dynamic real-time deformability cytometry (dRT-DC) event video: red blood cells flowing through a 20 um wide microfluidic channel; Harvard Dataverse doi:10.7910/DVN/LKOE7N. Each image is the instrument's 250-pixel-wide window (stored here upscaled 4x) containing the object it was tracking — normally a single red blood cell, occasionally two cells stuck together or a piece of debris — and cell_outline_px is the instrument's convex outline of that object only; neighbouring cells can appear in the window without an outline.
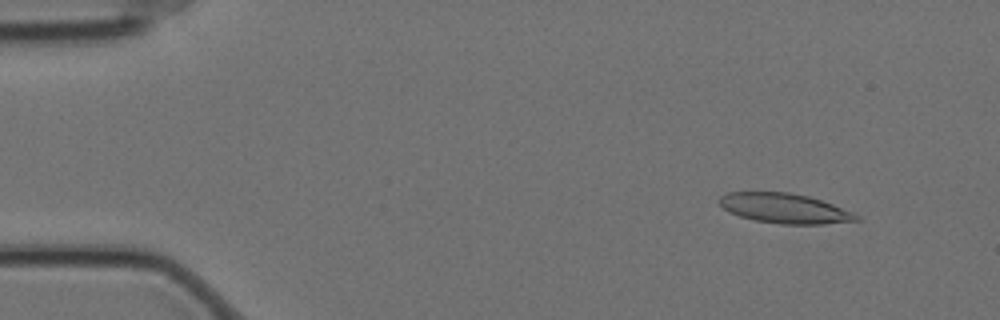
{"species": "Egyptian fruit bat (a non-hibernating species)", "species_latin": "Rousettus aegyptiacus", "temperature_condition": "cold", "stored_images_in_passage": 58, "camera_frame_rate_fps": 3000, "um_per_image_px": 0.085, "animal": {"sex": "female"}, "frame": {"image": 1, "passage_image": 6, "time_ms": 1.667, "image_size_px": [1000, 320], "cell_outline_px": [[860, 220], [824, 224], [780, 224], [756, 220], [740, 216], [728, 212], [716, 200], [720, 196], [728, 192], [792, 192], [808, 196], [832, 204], [852, 212], [860, 216]], "centroid_in_image_um": [66.67, 17.7], "position_along_channel_um": 18.3, "area_um2": 23.81}}
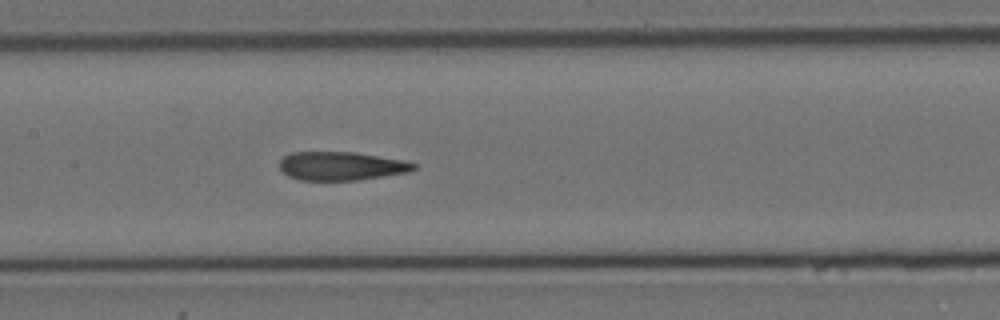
{"frame": {"image": 2, "passage_image": 28, "time_ms": 9.0, "image_size_px": [1000, 320], "cell_outline_px": [[416, 168], [408, 172], [384, 176], [356, 180], [300, 180], [288, 176], [280, 168], [280, 160], [284, 156], [292, 152], [356, 152], [404, 160], [416, 164]], "centroid_in_image_um": [29.01, 14.1], "position_along_channel_um": 178.4, "area_um2": 22.31}}
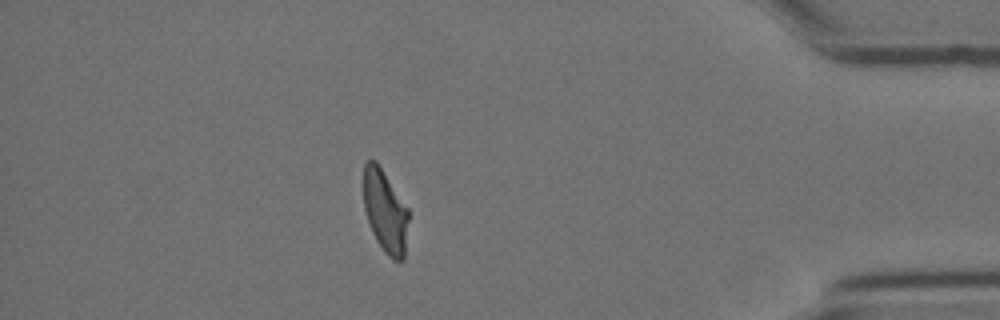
{"frame": {"image": 3, "passage_image": 51, "time_ms": 16.667, "image_size_px": [1000, 320], "cell_outline_px": [[408, 220], [404, 260], [392, 260], [384, 252], [376, 240], [372, 232], [364, 208], [364, 164], [368, 160], [376, 160], [408, 208]], "centroid_in_image_um": [32.74, 17.97], "position_along_channel_um": 402.5, "area_um2": 21.56}, "authors_computed_cell_mechanics": {"area_um2": 23.4957, "velocity_mm_per_s": 3.4809, "shape_relaxation_time_tau1_ms": null, "shape_relaxation_time_tau2_ms": 2.3314, "deformation_change_tau1": null, "deformation_change_tau2": 0.1159}}